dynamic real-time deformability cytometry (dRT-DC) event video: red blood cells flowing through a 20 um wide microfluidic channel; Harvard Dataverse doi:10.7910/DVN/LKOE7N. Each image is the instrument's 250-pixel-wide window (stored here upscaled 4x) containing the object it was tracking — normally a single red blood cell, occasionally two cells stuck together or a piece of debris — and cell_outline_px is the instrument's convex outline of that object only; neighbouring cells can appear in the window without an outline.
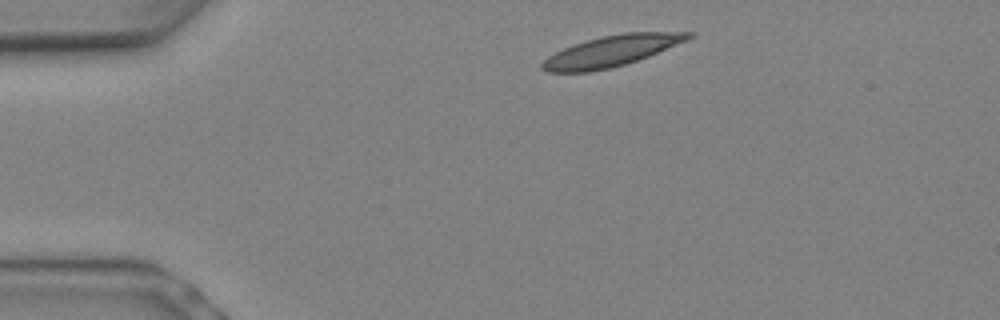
{"species": "Egyptian fruit bat (a non-hibernating species)", "species_latin": "Rousettus aegyptiacus", "temperature_condition": "warm", "stored_images_in_passage": 6, "camera_frame_rate_fps": 3000, "um_per_image_px": 0.085, "animal": {"sex": "female"}, "frame": {"image": 1, "passage_image": 1, "time_ms": 0.0, "image_size_px": [1000, 320], "cell_outline_px": [[696, 32], [688, 40], [648, 56], [624, 64], [608, 68], [588, 72], [548, 72], [540, 68], [540, 64], [548, 56], [564, 48], [588, 40], [604, 36], [624, 32]], "centroid_in_image_um": [51.97, 4.33], "position_along_channel_um": 33.0, "area_um2": 25.89}}
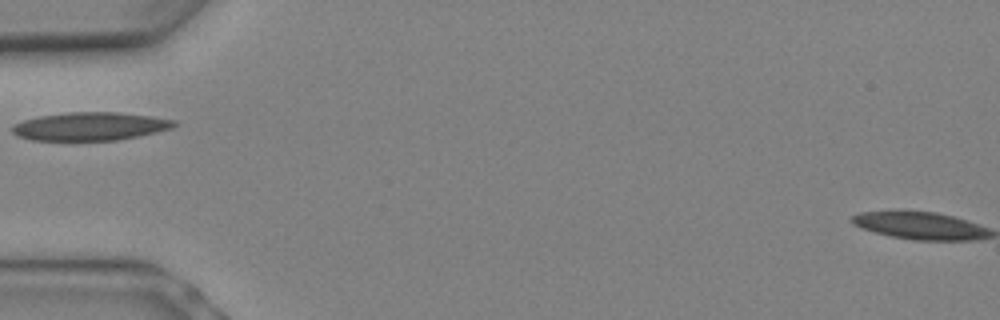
{"frame": {"image": 2, "passage_image": 4, "time_ms": 1.0, "image_size_px": [1000, 320], "cell_outline_px": [[176, 124], [172, 128], [156, 132], [116, 140], [32, 140], [16, 136], [12, 132], [12, 128], [16, 124], [24, 120], [40, 116], [68, 112], [116, 112], [152, 116], [176, 120]], "centroid_in_image_um": [7.67, 10.73], "position_along_channel_um": 77.3, "area_um2": 26.41}}
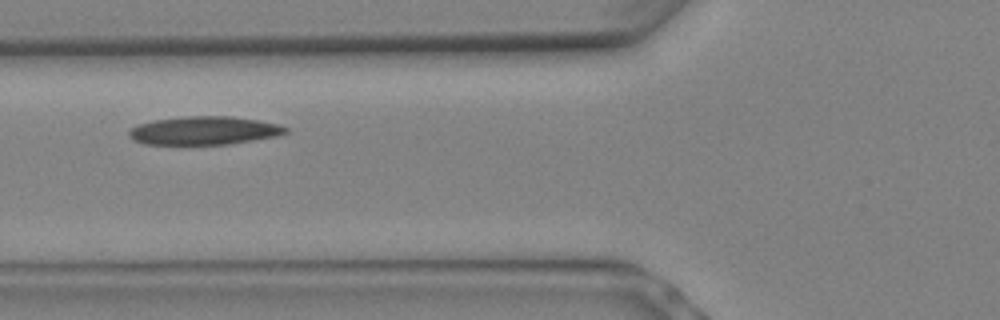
{"frame": {"image": 3, "passage_image": 5, "time_ms": 1.333, "image_size_px": [1000, 320], "cell_outline_px": [[288, 132], [276, 136], [228, 144], [144, 144], [128, 136], [128, 132], [132, 128], [140, 124], [156, 120], [188, 116], [232, 116], [280, 124], [288, 128]], "centroid_in_image_um": [17.38, 11.1], "position_along_channel_um": 108.4, "area_um2": 25.55}}